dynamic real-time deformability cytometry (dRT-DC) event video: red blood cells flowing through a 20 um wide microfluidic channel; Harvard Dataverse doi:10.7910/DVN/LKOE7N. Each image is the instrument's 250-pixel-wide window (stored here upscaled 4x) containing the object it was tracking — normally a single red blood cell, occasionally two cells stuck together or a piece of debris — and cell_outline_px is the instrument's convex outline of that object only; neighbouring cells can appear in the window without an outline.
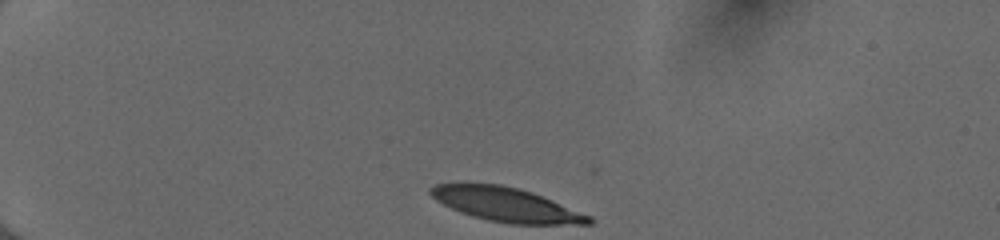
{"species": "human", "species_latin": "Homo sapiens", "temperature_condition": "cold", "stored_images_in_passage": 36, "camera_frame_rate_fps": 3000, "um_per_image_px": 0.085, "donor": {"sex": "female"}, "frame": {"image": 1, "passage_image": 1, "time_ms": 0.0, "image_size_px": [1000, 240], "cell_outline_px": [[596, 220], [592, 224], [508, 224], [488, 220], [472, 216], [460, 212], [436, 200], [428, 192], [428, 188], [436, 184], [500, 184], [532, 192], [592, 216]], "centroid_in_image_um": [43.06, 17.4], "position_along_channel_um": 41.9, "area_um2": 31.21}}
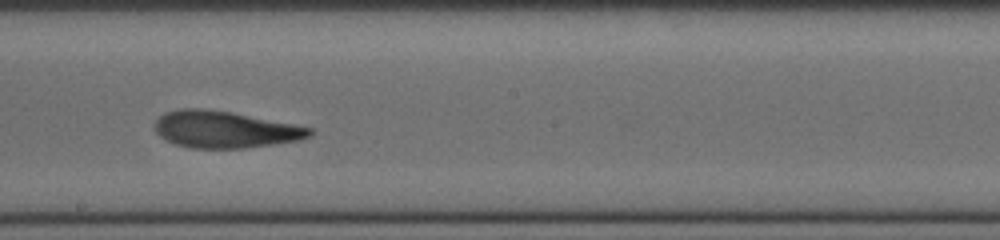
{"frame": {"image": 2, "passage_image": 20, "time_ms": 6.333, "image_size_px": [1000, 240], "cell_outline_px": [[312, 136], [300, 140], [244, 148], [188, 148], [176, 144], [160, 136], [152, 128], [156, 120], [164, 112], [180, 108], [204, 108], [228, 112], [292, 124], [312, 128]], "centroid_in_image_um": [19.06, 11.01], "position_along_channel_um": 229.1, "area_um2": 33.0}}
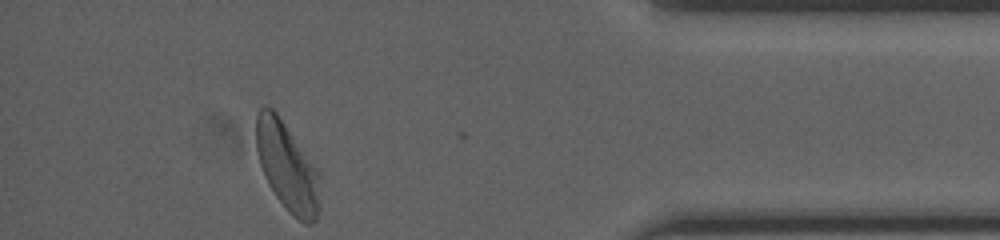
{"frame": {"image": 3, "passage_image": 36, "time_ms": 11.667, "image_size_px": [1000, 240], "cell_outline_px": [[320, 208], [316, 220], [312, 224], [304, 224], [292, 216], [288, 212], [276, 196], [268, 184], [260, 164], [256, 148], [256, 116], [260, 108], [264, 104], [272, 108], [276, 112], [316, 168], [320, 176]], "centroid_in_image_um": [24.42, 14.22], "position_along_channel_um": 410.8, "area_um2": 33.0}, "authors_computed_cell_mechanics": {"area_um2": 33.235, "velocity_mm_per_s": 3.9967, "shape_relaxation_time_tau1_ms": 4.7987, "shape_relaxation_time_tau2_ms": 1.8432, "deformation_change_tau1": 0.1969, "deformation_change_tau2": 0.0924}}